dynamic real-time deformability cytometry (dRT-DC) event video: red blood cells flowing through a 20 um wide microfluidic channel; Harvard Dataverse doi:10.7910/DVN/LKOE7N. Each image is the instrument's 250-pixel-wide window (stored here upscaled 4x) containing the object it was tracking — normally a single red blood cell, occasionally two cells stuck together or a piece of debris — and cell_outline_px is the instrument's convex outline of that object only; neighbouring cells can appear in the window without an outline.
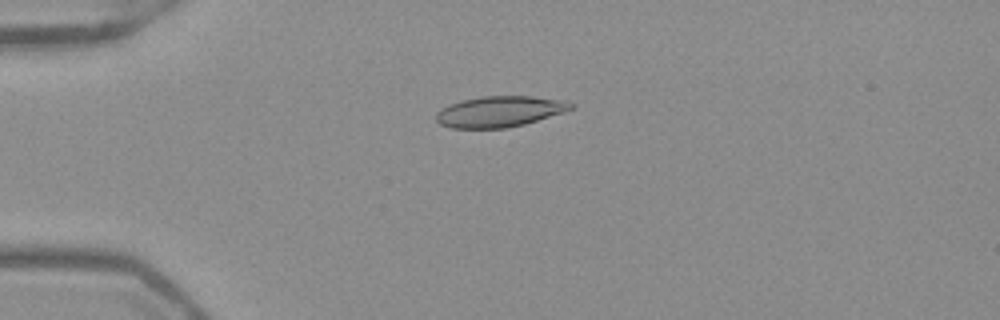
{"species": "Egyptian fruit bat (a non-hibernating species)", "species_latin": "Rousettus aegyptiacus", "temperature_condition": "warm", "stored_images_in_passage": 49, "camera_frame_rate_fps": 3000, "um_per_image_px": 0.085, "frame": {"image": 1, "passage_image": 10, "time_ms": 3.0, "image_size_px": [1000, 320], "cell_outline_px": [[576, 108], [564, 112], [524, 124], [508, 128], [452, 128], [440, 124], [436, 120], [436, 112], [440, 108], [448, 104], [480, 96], [532, 96], [564, 100], [576, 104]], "centroid_in_image_um": [42.49, 9.47], "position_along_channel_um": 42.5, "area_um2": 24.45}}
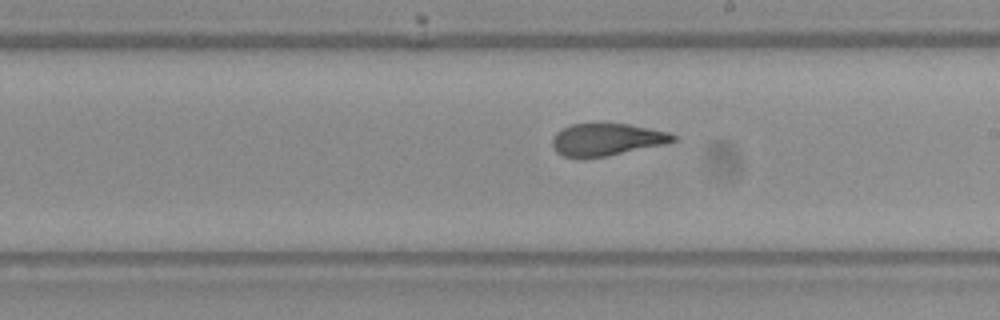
{"frame": {"image": 2, "passage_image": 27, "time_ms": 8.667, "image_size_px": [1000, 320], "cell_outline_px": [[676, 140], [668, 144], [608, 156], [584, 160], [580, 160], [564, 156], [556, 152], [552, 148], [552, 140], [556, 132], [572, 124], [628, 124], [668, 132], [676, 136]], "centroid_in_image_um": [51.55, 11.9], "position_along_channel_um": 237.5, "area_um2": 23.12}}
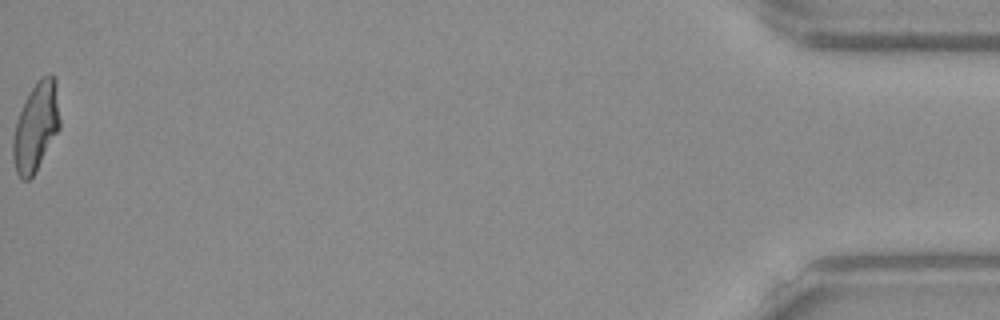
{"frame": {"image": 3, "passage_image": 49, "time_ms": 16.0, "image_size_px": [1000, 320], "cell_outline_px": [[60, 128], [36, 172], [28, 180], [20, 180], [16, 172], [12, 160], [12, 140], [16, 120], [28, 92], [40, 76], [48, 72], [52, 72], [56, 80], [60, 120]], "centroid_in_image_um": [3.05, 10.76], "position_along_channel_um": 432.1, "area_um2": 24.8}, "authors_computed_cell_mechanics": {"area_um2": 23.8136, "velocity_mm_per_s": 3.9436, "shape_relaxation_time_tau1_ms": 6.1765, "shape_relaxation_time_tau2_ms": 1.3979, "deformation_change_tau1": 0.2161, "deformation_change_tau2": 0.0775}}